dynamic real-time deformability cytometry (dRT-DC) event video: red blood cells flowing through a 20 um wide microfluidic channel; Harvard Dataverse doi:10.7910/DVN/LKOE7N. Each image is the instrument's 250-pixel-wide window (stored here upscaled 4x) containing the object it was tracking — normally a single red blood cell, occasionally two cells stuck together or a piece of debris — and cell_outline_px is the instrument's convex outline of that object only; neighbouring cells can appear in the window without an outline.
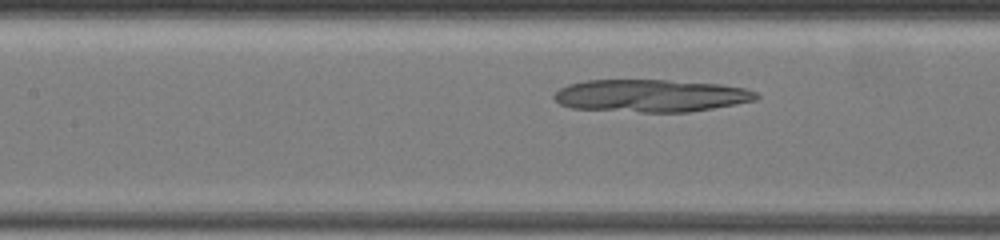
{"species": "common noctule bat (a hibernating species)", "species_latin": "Nyctalus noctula", "temperature_condition": "warm", "stored_images_in_passage": 29, "camera_frame_rate_fps": 3000, "um_per_image_px": 0.085, "animal": {"sex": "female", "body_mass_g": 19.5, "forearm_length_mm": 54.1}, "frame": {"image": 1, "passage_image": 11, "time_ms": 4.333, "image_size_px": [1000, 240], "cell_outline_px": [[760, 96], [756, 100], [736, 104], [688, 112], [640, 112], [572, 108], [560, 104], [552, 96], [560, 88], [568, 84], [588, 80], [668, 80], [720, 84], [744, 88], [756, 92]], "centroid_in_image_um": [55.32, 8.13], "position_along_channel_um": 152.1, "area_um2": 38.26}}
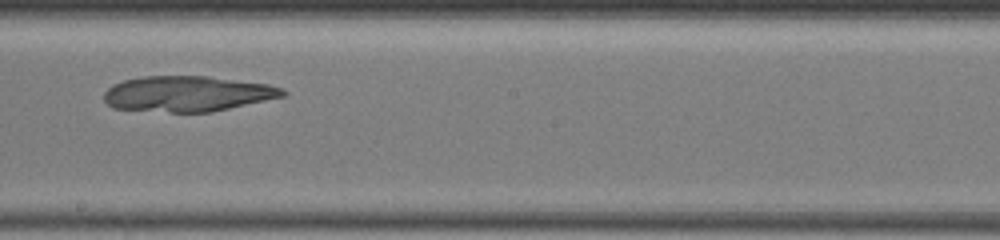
{"frame": {"image": 2, "passage_image": 16, "time_ms": 6.667, "image_size_px": [1000, 240], "cell_outline_px": [[288, 92], [284, 96], [212, 112], [168, 112], [112, 108], [104, 100], [104, 92], [112, 84], [124, 80], [144, 76], [208, 76], [268, 84], [284, 88]], "centroid_in_image_um": [15.93, 7.97], "position_along_channel_um": 232.3, "area_um2": 37.11}}
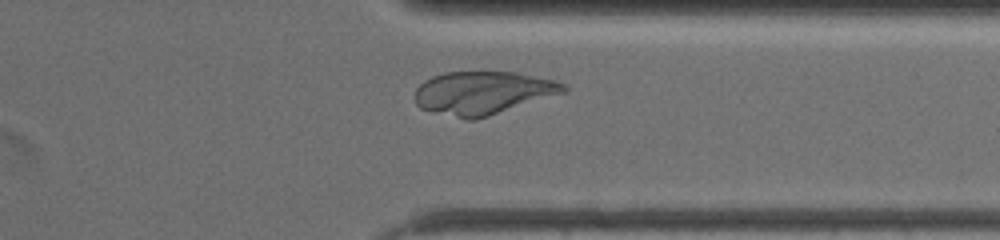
{"frame": {"image": 3, "passage_image": 26, "time_ms": 10.667, "image_size_px": [1000, 240], "cell_outline_px": [[568, 88], [564, 92], [476, 120], [464, 120], [432, 112], [420, 108], [416, 104], [412, 96], [416, 88], [424, 80], [432, 76], [444, 72], [516, 72], [556, 80], [564, 84]], "centroid_in_image_um": [40.97, 7.9], "position_along_channel_um": 370.4, "area_um2": 37.63}}